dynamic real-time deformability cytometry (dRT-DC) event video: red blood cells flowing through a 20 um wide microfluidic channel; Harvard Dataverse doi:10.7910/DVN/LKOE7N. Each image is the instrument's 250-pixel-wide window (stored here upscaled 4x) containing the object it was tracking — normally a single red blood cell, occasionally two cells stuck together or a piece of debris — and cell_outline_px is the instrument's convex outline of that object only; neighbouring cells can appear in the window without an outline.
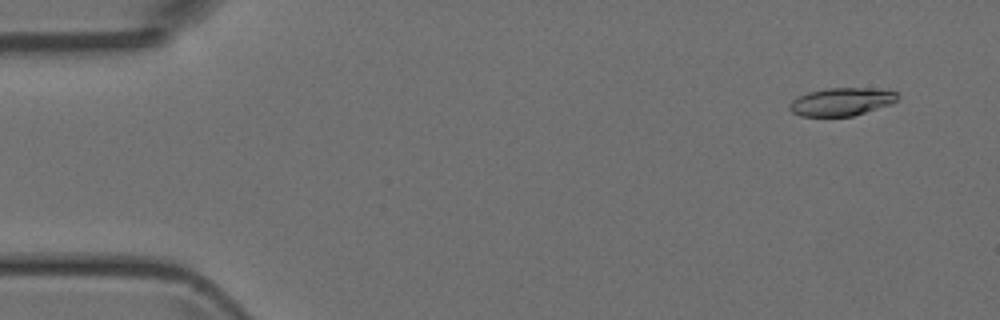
{"species": "Egyptian fruit bat (a non-hibernating species)", "species_latin": "Rousettus aegyptiacus", "temperature_condition": "room temperature", "stored_images_in_passage": 5, "camera_frame_rate_fps": 3000, "um_per_image_px": 0.085, "animal": {"sex": "female"}, "frame": {"image": 1, "passage_image": 1, "time_ms": 0.0, "image_size_px": [1000, 320], "cell_outline_px": [[900, 96], [892, 104], [852, 116], [800, 116], [792, 112], [788, 108], [788, 104], [796, 96], [808, 92], [828, 88], [872, 88], [896, 92]], "centroid_in_image_um": [71.49, 8.65], "position_along_channel_um": 13.5, "area_um2": 17.69}}
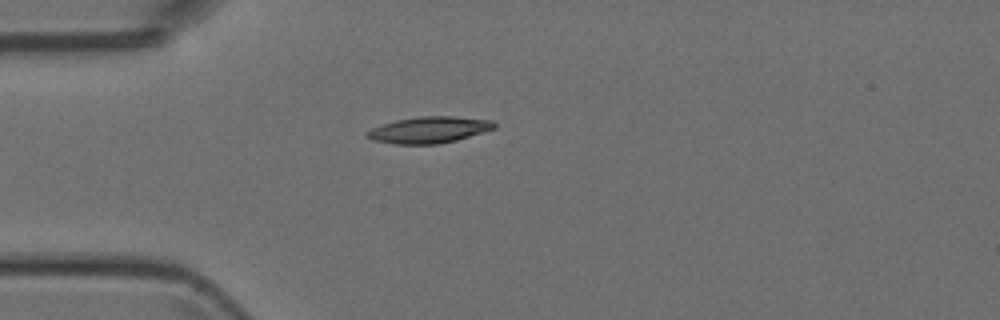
{"frame": {"image": 2, "passage_image": 4, "time_ms": 3.333, "image_size_px": [1000, 320], "cell_outline_px": [[496, 128], [484, 132], [456, 140], [436, 144], [392, 144], [372, 140], [364, 136], [364, 132], [372, 128], [396, 120], [420, 116], [452, 116], [492, 120], [496, 124]], "centroid_in_image_um": [36.45, 11.04], "position_along_channel_um": 48.6, "area_um2": 19.65}}